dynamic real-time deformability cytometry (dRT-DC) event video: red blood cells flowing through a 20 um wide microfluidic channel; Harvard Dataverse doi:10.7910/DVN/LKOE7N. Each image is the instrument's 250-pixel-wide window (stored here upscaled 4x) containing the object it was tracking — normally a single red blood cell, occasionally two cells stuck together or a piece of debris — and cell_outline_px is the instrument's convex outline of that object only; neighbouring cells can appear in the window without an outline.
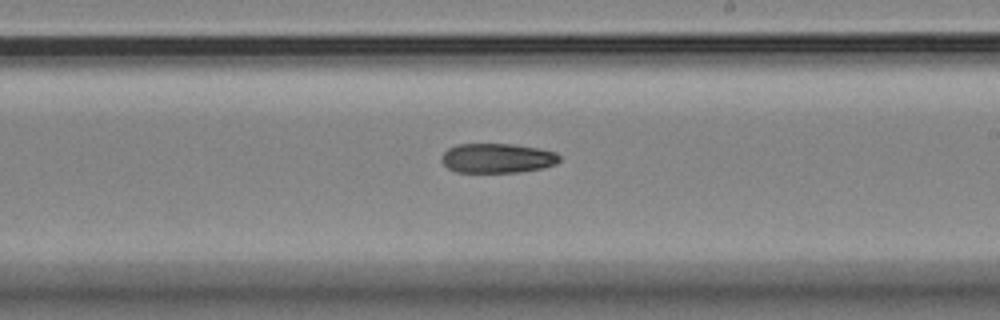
{"species": "Egyptian fruit bat (a non-hibernating species)", "species_latin": "Rousettus aegyptiacus", "temperature_condition": "room temperature", "stored_images_in_passage": 10, "segment_of_instrument_passage": [2, 2], "camera_frame_rate_fps": 3000, "um_per_image_px": 0.085, "animal": {"sex": "female"}, "frame": {"image": 1, "passage_image": 10, "time_ms": 10.667, "image_size_px": [1000, 320], "cell_outline_px": [[560, 160], [556, 164], [540, 168], [520, 172], [456, 172], [448, 168], [440, 160], [444, 152], [448, 148], [456, 144], [512, 144], [536, 148], [556, 152], [560, 156]], "centroid_in_image_um": [42.25, 13.44], "position_along_channel_um": 246.8, "area_um2": 20.29}}